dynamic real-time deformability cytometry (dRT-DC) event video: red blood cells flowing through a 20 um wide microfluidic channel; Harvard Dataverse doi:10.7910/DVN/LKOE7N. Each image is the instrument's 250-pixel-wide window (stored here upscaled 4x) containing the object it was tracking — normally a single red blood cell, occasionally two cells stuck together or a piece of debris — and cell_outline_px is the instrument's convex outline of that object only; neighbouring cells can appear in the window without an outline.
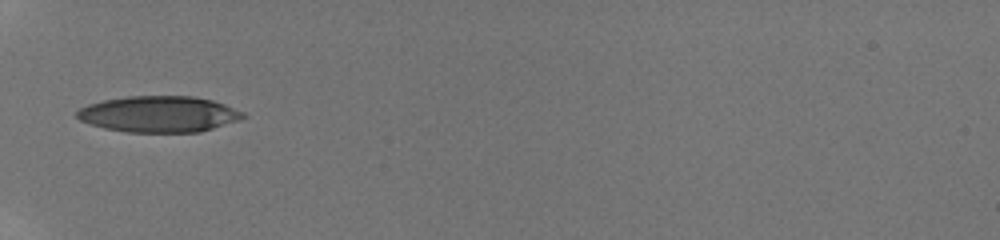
{"species": "human", "species_latin": "Homo sapiens", "temperature_condition": "room temperature", "stored_images_in_passage": 46, "camera_frame_rate_fps": 3000, "um_per_image_px": 0.085, "donor": {"sex": "male"}, "frame": {"image": 1, "passage_image": 1, "time_ms": 0.0, "image_size_px": [1000, 240], "cell_outline_px": [[248, 116], [240, 120], [200, 132], [128, 132], [104, 128], [80, 120], [76, 116], [76, 112], [80, 108], [88, 104], [104, 100], [128, 96], [192, 96], [212, 100], [224, 104], [244, 112]], "centroid_in_image_um": [13.53, 9.7], "position_along_channel_um": 71.5, "area_um2": 34.97}}
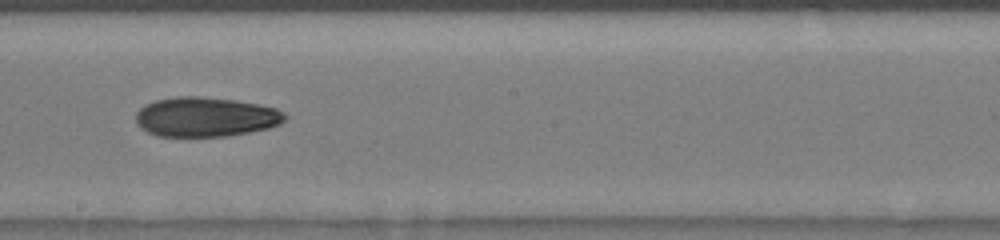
{"frame": {"image": 2, "passage_image": 17, "time_ms": 4.0, "image_size_px": [1000, 240], "cell_outline_px": [[288, 116], [280, 124], [268, 128], [228, 136], [156, 136], [140, 128], [136, 124], [136, 112], [144, 104], [156, 100], [176, 96], [200, 96], [236, 100], [260, 104], [276, 108], [284, 112]], "centroid_in_image_um": [17.47, 9.93], "position_along_channel_um": 230.7, "area_um2": 34.68}}
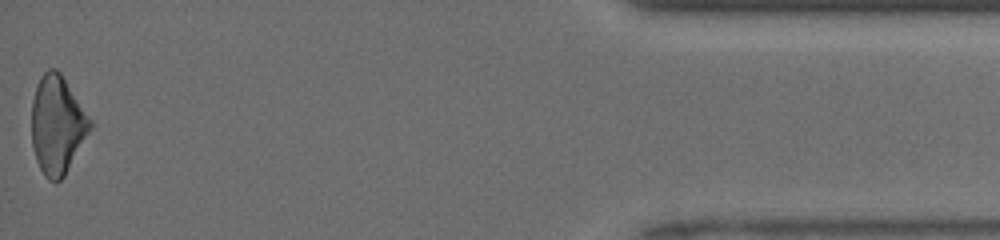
{"frame": {"image": 3, "passage_image": 45, "time_ms": 10.333, "image_size_px": [1000, 240], "cell_outline_px": [[92, 128], [64, 176], [60, 180], [48, 180], [44, 176], [36, 160], [32, 144], [32, 100], [36, 84], [40, 76], [48, 68], [56, 68], [60, 72], [92, 120]], "centroid_in_image_um": [4.86, 10.59], "position_along_channel_um": 430.3, "area_um2": 33.47}, "authors_computed_cell_mechanics": {"area_um2": 34.4199, "velocity_mm_per_s": 4.1715, "shape_relaxation_time_tau1_ms": 7.4491, "shape_relaxation_time_tau2_ms": 7.8334, "deformation_change_tau1": 0.1852, "deformation_change_tau2": 0.1681}}